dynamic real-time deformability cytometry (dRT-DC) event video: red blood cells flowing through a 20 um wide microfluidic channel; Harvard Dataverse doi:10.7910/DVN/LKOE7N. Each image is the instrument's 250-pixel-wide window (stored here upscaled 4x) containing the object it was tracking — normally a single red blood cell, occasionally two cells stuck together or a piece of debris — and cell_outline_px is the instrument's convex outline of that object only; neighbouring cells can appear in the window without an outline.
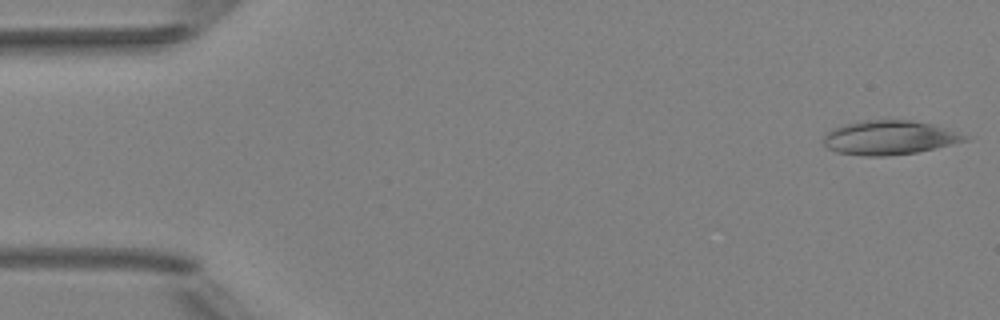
{"species": "Egyptian fruit bat (a non-hibernating species)", "species_latin": "Rousettus aegyptiacus", "temperature_condition": "room temperature", "stored_images_in_passage": 3, "camera_frame_rate_fps": 3000, "um_per_image_px": 0.085, "animal": {"sex": "female"}, "frame": {"image": 1, "passage_image": 1, "time_ms": 0.0, "image_size_px": [1000, 320], "cell_outline_px": [[968, 140], [916, 152], [884, 156], [864, 156], [836, 152], [828, 148], [824, 144], [824, 136], [832, 128], [844, 124], [860, 120], [912, 120], [932, 124], [968, 136]], "centroid_in_image_um": [75.54, 11.69], "position_along_channel_um": 9.5, "area_um2": 27.86}}